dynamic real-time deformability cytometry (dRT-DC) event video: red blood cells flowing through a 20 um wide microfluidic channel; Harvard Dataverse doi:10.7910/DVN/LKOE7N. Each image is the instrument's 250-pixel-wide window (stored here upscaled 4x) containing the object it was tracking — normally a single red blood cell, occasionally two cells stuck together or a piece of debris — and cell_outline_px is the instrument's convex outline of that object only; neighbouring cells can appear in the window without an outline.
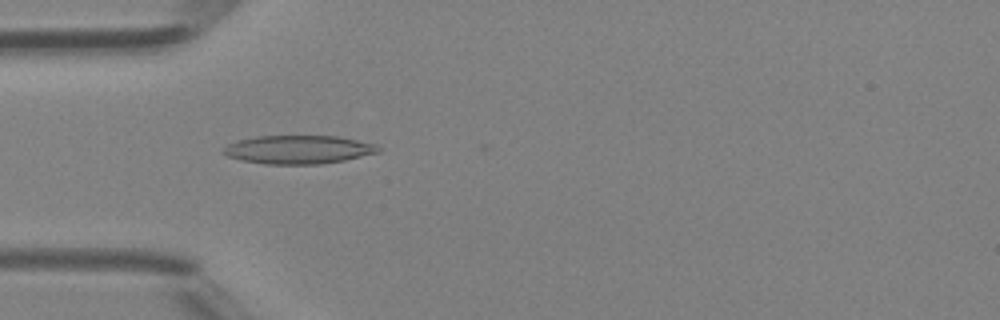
{"species": "Egyptian fruit bat (a non-hibernating species)", "species_latin": "Rousettus aegyptiacus", "temperature_condition": "room temperature", "stored_images_in_passage": 46, "camera_frame_rate_fps": 3000, "um_per_image_px": 0.085, "animal": {"sex": "female"}, "frame": {"image": 1, "passage_image": 13, "time_ms": 4.0, "image_size_px": [1000, 320], "cell_outline_px": [[380, 152], [344, 160], [320, 164], [264, 164], [244, 160], [228, 156], [224, 152], [224, 148], [228, 144], [240, 140], [256, 136], [336, 136], [376, 144], [380, 148]], "centroid_in_image_um": [25.4, 12.71], "position_along_channel_um": 59.6, "area_um2": 25.37}}
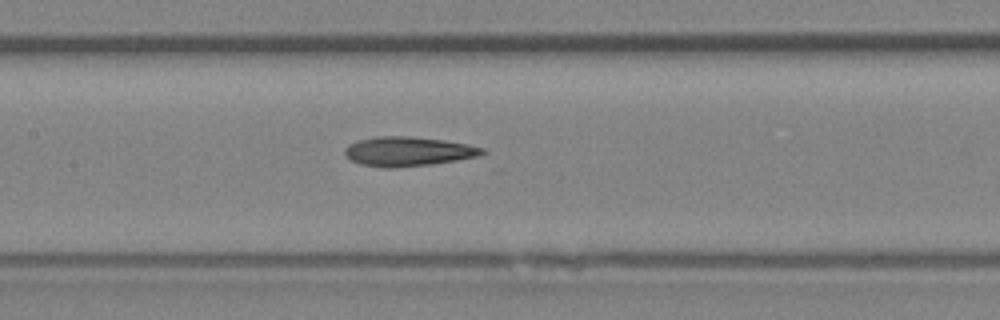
{"frame": {"image": 2, "passage_image": 21, "time_ms": 6.667, "image_size_px": [1000, 320], "cell_outline_px": [[488, 152], [480, 156], [432, 164], [396, 168], [384, 168], [360, 164], [352, 160], [344, 152], [344, 148], [348, 144], [356, 140], [376, 136], [408, 136], [444, 140], [468, 144], [484, 148]], "centroid_in_image_um": [34.69, 12.87], "position_along_channel_um": 172.7, "area_um2": 23.76}}
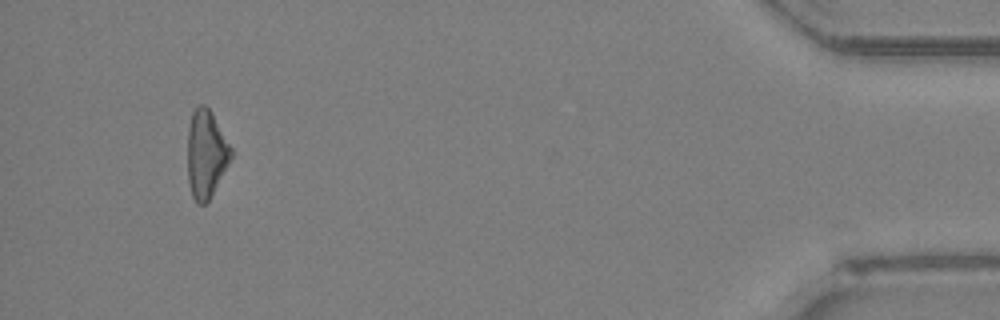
{"frame": {"image": 3, "passage_image": 43, "time_ms": 14.0, "image_size_px": [1000, 320], "cell_outline_px": [[232, 156], [228, 164], [208, 200], [204, 204], [196, 204], [192, 196], [188, 180], [188, 128], [192, 112], [200, 104], [204, 104], [212, 112], [232, 148]], "centroid_in_image_um": [17.51, 13.06], "position_along_channel_um": 417.7, "area_um2": 22.02}, "authors_computed_cell_mechanics": {"area_um2": 23.3512, "velocity_mm_per_s": 4.3565, "shape_relaxation_time_tau1_ms": null, "shape_relaxation_time_tau2_ms": 5.6921, "deformation_change_tau1": null, "deformation_change_tau2": 0.1849}}